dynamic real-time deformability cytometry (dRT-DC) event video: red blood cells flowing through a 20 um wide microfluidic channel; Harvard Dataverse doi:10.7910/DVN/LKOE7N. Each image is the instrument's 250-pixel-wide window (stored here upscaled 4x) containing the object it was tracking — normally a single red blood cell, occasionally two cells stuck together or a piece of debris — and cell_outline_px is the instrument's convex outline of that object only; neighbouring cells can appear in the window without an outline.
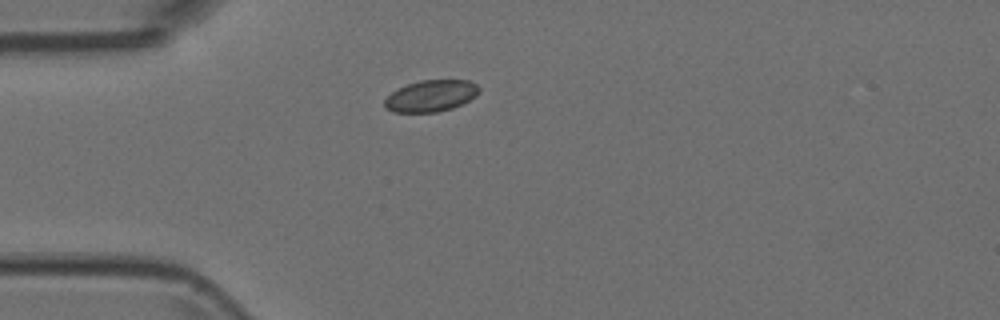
{"species": "Egyptian fruit bat (a non-hibernating species)", "species_latin": "Rousettus aegyptiacus", "temperature_condition": "room temperature", "stored_images_in_passage": 1, "camera_frame_rate_fps": 3000, "um_per_image_px": 0.085, "animal": {"sex": "female"}, "frame": {"image": 1, "passage_image": 1, "time_ms": 0.0, "image_size_px": [1000, 320], "cell_outline_px": [[480, 92], [476, 96], [452, 108], [436, 112], [392, 112], [384, 108], [384, 100], [396, 88], [420, 80], [468, 80], [476, 84], [480, 88]], "centroid_in_image_um": [36.61, 8.14], "position_along_channel_um": 48.4, "area_um2": 17.4}}